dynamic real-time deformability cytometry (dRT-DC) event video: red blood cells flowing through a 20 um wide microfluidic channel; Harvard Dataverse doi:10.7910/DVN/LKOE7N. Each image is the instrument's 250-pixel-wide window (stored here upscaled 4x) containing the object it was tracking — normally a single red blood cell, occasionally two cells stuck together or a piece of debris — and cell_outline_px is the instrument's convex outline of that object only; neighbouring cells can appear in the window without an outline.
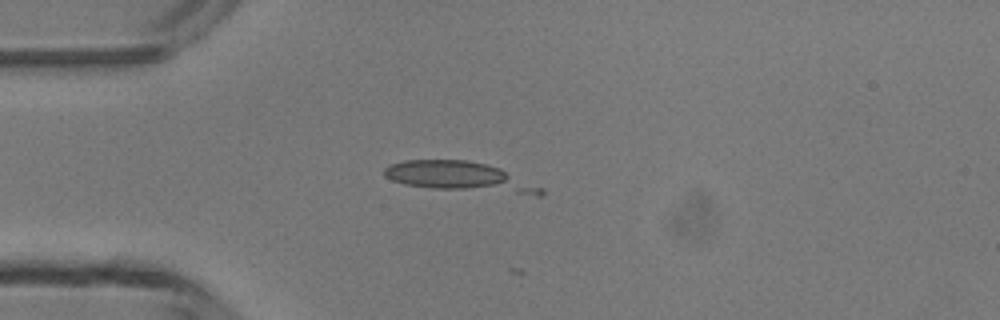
{"species": "common noctule bat (a hibernating species)", "species_latin": "Nyctalus noctula", "temperature_condition": "room temperature", "stored_images_in_passage": 2, "camera_frame_rate_fps": 3000, "um_per_image_px": 0.085, "animal": {"sex": "male", "body_mass_g": 13.3}, "frame": {"image": 1, "passage_image": 2, "time_ms": 2.0, "image_size_px": [1000, 320], "cell_outline_px": [[544, 196], [536, 196], [432, 188], [404, 184], [392, 180], [384, 176], [384, 168], [392, 164], [404, 160], [464, 160], [484, 164], [500, 168], [544, 188]], "centroid_in_image_um": [39.14, 15.05], "position_along_channel_um": 45.9, "area_um2": 27.11}}